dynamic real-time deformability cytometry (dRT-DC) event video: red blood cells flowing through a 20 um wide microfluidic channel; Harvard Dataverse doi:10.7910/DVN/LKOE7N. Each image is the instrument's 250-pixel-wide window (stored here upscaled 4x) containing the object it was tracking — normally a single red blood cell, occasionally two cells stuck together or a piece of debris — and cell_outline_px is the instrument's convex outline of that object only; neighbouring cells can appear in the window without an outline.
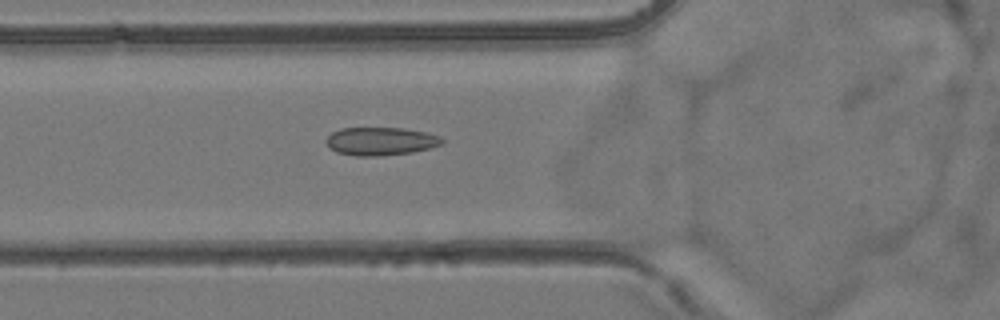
{"species": "common noctule bat (a hibernating species)", "species_latin": "Nyctalus noctula", "temperature_condition": "room temperature", "stored_images_in_passage": 43, "camera_frame_rate_fps": 3000, "um_per_image_px": 0.085, "animal": {"sex": "female", "body_mass_g": 24.6, "forearm_length_mm": 56.2}, "frame": {"image": 1, "passage_image": 8, "time_ms": 2.333, "image_size_px": [1000, 320], "cell_outline_px": [[444, 144], [412, 152], [380, 156], [356, 156], [336, 152], [328, 148], [324, 140], [332, 132], [340, 128], [404, 128], [428, 132], [440, 136], [444, 140]], "centroid_in_image_um": [32.34, 12.0], "position_along_channel_um": 93.5, "area_um2": 19.25}}
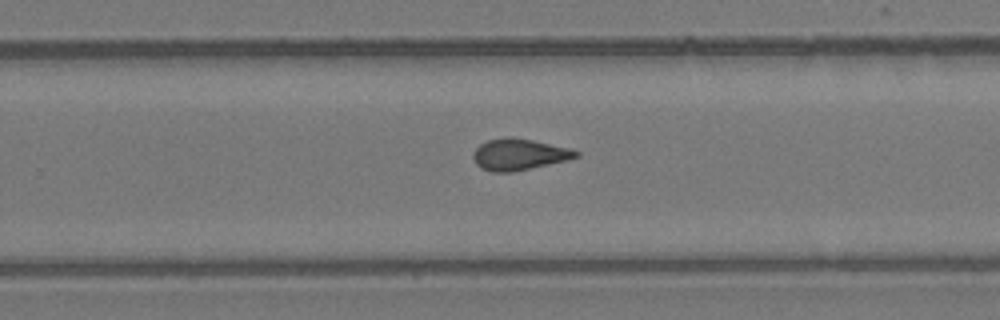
{"frame": {"image": 2, "passage_image": 23, "time_ms": 7.333, "image_size_px": [1000, 320], "cell_outline_px": [[580, 156], [568, 160], [512, 172], [492, 172], [480, 168], [476, 164], [472, 156], [472, 152], [480, 144], [488, 140], [504, 136], [512, 136], [572, 148], [580, 152]], "centroid_in_image_um": [44.12, 13.12], "position_along_channel_um": 285.7, "area_um2": 19.07}}
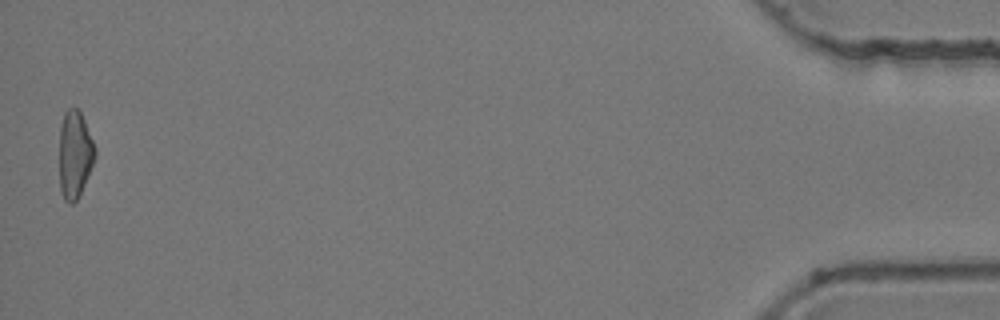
{"frame": {"image": 3, "passage_image": 42, "time_ms": 13.667, "image_size_px": [1000, 320], "cell_outline_px": [[96, 156], [84, 184], [76, 200], [72, 204], [68, 204], [64, 200], [60, 192], [60, 128], [64, 112], [68, 108], [76, 108], [80, 112], [84, 120], [96, 148]], "centroid_in_image_um": [6.35, 13.13], "position_along_channel_um": 428.8, "area_um2": 18.03}, "authors_computed_cell_mechanics": {"area_um2": 18.5538, "velocity_mm_per_s": 3.8405, "shape_relaxation_time_tau1_ms": null, "shape_relaxation_time_tau2_ms": 1.8298, "deformation_change_tau1": null, "deformation_change_tau2": 0.0659}}